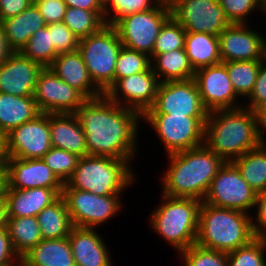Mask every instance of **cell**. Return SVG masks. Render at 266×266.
<instances>
[{
	"label": "cell",
	"mask_w": 266,
	"mask_h": 266,
	"mask_svg": "<svg viewBox=\"0 0 266 266\" xmlns=\"http://www.w3.org/2000/svg\"><path fill=\"white\" fill-rule=\"evenodd\" d=\"M73 114L85 133L88 155L127 160L131 165L136 162L141 154V128L149 129L140 125L142 116L138 112L103 95L86 99Z\"/></svg>",
	"instance_id": "cell-1"
},
{
	"label": "cell",
	"mask_w": 266,
	"mask_h": 266,
	"mask_svg": "<svg viewBox=\"0 0 266 266\" xmlns=\"http://www.w3.org/2000/svg\"><path fill=\"white\" fill-rule=\"evenodd\" d=\"M165 170L159 174L160 193L169 197L203 201L213 178L225 161L205 144L166 156ZM164 171V172H163Z\"/></svg>",
	"instance_id": "cell-2"
},
{
	"label": "cell",
	"mask_w": 266,
	"mask_h": 266,
	"mask_svg": "<svg viewBox=\"0 0 266 266\" xmlns=\"http://www.w3.org/2000/svg\"><path fill=\"white\" fill-rule=\"evenodd\" d=\"M265 140L256 111L240 107L208 112L204 144L225 162H232Z\"/></svg>",
	"instance_id": "cell-3"
},
{
	"label": "cell",
	"mask_w": 266,
	"mask_h": 266,
	"mask_svg": "<svg viewBox=\"0 0 266 266\" xmlns=\"http://www.w3.org/2000/svg\"><path fill=\"white\" fill-rule=\"evenodd\" d=\"M158 197V204H155L148 216L149 230L169 244L175 254H179L196 242L202 201L169 197L160 192Z\"/></svg>",
	"instance_id": "cell-4"
},
{
	"label": "cell",
	"mask_w": 266,
	"mask_h": 266,
	"mask_svg": "<svg viewBox=\"0 0 266 266\" xmlns=\"http://www.w3.org/2000/svg\"><path fill=\"white\" fill-rule=\"evenodd\" d=\"M255 237L252 215L214 207L202 201L196 245L229 253L247 245Z\"/></svg>",
	"instance_id": "cell-5"
},
{
	"label": "cell",
	"mask_w": 266,
	"mask_h": 266,
	"mask_svg": "<svg viewBox=\"0 0 266 266\" xmlns=\"http://www.w3.org/2000/svg\"><path fill=\"white\" fill-rule=\"evenodd\" d=\"M134 165L127 160L86 155L79 158L66 184L70 188L96 195H125L138 181L139 173L132 167Z\"/></svg>",
	"instance_id": "cell-6"
},
{
	"label": "cell",
	"mask_w": 266,
	"mask_h": 266,
	"mask_svg": "<svg viewBox=\"0 0 266 266\" xmlns=\"http://www.w3.org/2000/svg\"><path fill=\"white\" fill-rule=\"evenodd\" d=\"M122 47L116 29L107 24L79 40L77 50L92 81L103 93L114 83L116 61Z\"/></svg>",
	"instance_id": "cell-7"
},
{
	"label": "cell",
	"mask_w": 266,
	"mask_h": 266,
	"mask_svg": "<svg viewBox=\"0 0 266 266\" xmlns=\"http://www.w3.org/2000/svg\"><path fill=\"white\" fill-rule=\"evenodd\" d=\"M207 117H187L170 114H144L143 124L161 144L166 156L204 144ZM158 138V139H157Z\"/></svg>",
	"instance_id": "cell-8"
},
{
	"label": "cell",
	"mask_w": 266,
	"mask_h": 266,
	"mask_svg": "<svg viewBox=\"0 0 266 266\" xmlns=\"http://www.w3.org/2000/svg\"><path fill=\"white\" fill-rule=\"evenodd\" d=\"M61 196L75 227L101 229L125 211L124 195H96L70 188L64 183Z\"/></svg>",
	"instance_id": "cell-9"
},
{
	"label": "cell",
	"mask_w": 266,
	"mask_h": 266,
	"mask_svg": "<svg viewBox=\"0 0 266 266\" xmlns=\"http://www.w3.org/2000/svg\"><path fill=\"white\" fill-rule=\"evenodd\" d=\"M171 16L169 0H161L154 8L123 16L112 26L124 47L150 56L163 24Z\"/></svg>",
	"instance_id": "cell-10"
},
{
	"label": "cell",
	"mask_w": 266,
	"mask_h": 266,
	"mask_svg": "<svg viewBox=\"0 0 266 266\" xmlns=\"http://www.w3.org/2000/svg\"><path fill=\"white\" fill-rule=\"evenodd\" d=\"M257 193L243 179L232 162H225L213 178L203 200L211 206L253 215Z\"/></svg>",
	"instance_id": "cell-11"
},
{
	"label": "cell",
	"mask_w": 266,
	"mask_h": 266,
	"mask_svg": "<svg viewBox=\"0 0 266 266\" xmlns=\"http://www.w3.org/2000/svg\"><path fill=\"white\" fill-rule=\"evenodd\" d=\"M171 15L186 32L219 36L231 23L218 0H169Z\"/></svg>",
	"instance_id": "cell-12"
},
{
	"label": "cell",
	"mask_w": 266,
	"mask_h": 266,
	"mask_svg": "<svg viewBox=\"0 0 266 266\" xmlns=\"http://www.w3.org/2000/svg\"><path fill=\"white\" fill-rule=\"evenodd\" d=\"M261 20L257 21L260 24H231L220 33L218 38L222 62L258 61L266 58V36L260 30L264 23Z\"/></svg>",
	"instance_id": "cell-13"
},
{
	"label": "cell",
	"mask_w": 266,
	"mask_h": 266,
	"mask_svg": "<svg viewBox=\"0 0 266 266\" xmlns=\"http://www.w3.org/2000/svg\"><path fill=\"white\" fill-rule=\"evenodd\" d=\"M145 114L207 117L208 111L202 104L197 84L192 78L160 83L155 103Z\"/></svg>",
	"instance_id": "cell-14"
},
{
	"label": "cell",
	"mask_w": 266,
	"mask_h": 266,
	"mask_svg": "<svg viewBox=\"0 0 266 266\" xmlns=\"http://www.w3.org/2000/svg\"><path fill=\"white\" fill-rule=\"evenodd\" d=\"M159 84L157 75L150 67L147 71L117 79L104 95L143 116L154 105Z\"/></svg>",
	"instance_id": "cell-15"
},
{
	"label": "cell",
	"mask_w": 266,
	"mask_h": 266,
	"mask_svg": "<svg viewBox=\"0 0 266 266\" xmlns=\"http://www.w3.org/2000/svg\"><path fill=\"white\" fill-rule=\"evenodd\" d=\"M6 158L42 159L50 150L49 114L40 113L33 120L5 135Z\"/></svg>",
	"instance_id": "cell-16"
},
{
	"label": "cell",
	"mask_w": 266,
	"mask_h": 266,
	"mask_svg": "<svg viewBox=\"0 0 266 266\" xmlns=\"http://www.w3.org/2000/svg\"><path fill=\"white\" fill-rule=\"evenodd\" d=\"M33 98L41 113H74L86 98L75 88L66 84L49 67L38 76Z\"/></svg>",
	"instance_id": "cell-17"
},
{
	"label": "cell",
	"mask_w": 266,
	"mask_h": 266,
	"mask_svg": "<svg viewBox=\"0 0 266 266\" xmlns=\"http://www.w3.org/2000/svg\"><path fill=\"white\" fill-rule=\"evenodd\" d=\"M194 80L208 112L243 107V101L234 91L223 62L198 69Z\"/></svg>",
	"instance_id": "cell-18"
},
{
	"label": "cell",
	"mask_w": 266,
	"mask_h": 266,
	"mask_svg": "<svg viewBox=\"0 0 266 266\" xmlns=\"http://www.w3.org/2000/svg\"><path fill=\"white\" fill-rule=\"evenodd\" d=\"M6 187L8 189H63L64 183L45 164L43 159L6 158Z\"/></svg>",
	"instance_id": "cell-19"
},
{
	"label": "cell",
	"mask_w": 266,
	"mask_h": 266,
	"mask_svg": "<svg viewBox=\"0 0 266 266\" xmlns=\"http://www.w3.org/2000/svg\"><path fill=\"white\" fill-rule=\"evenodd\" d=\"M99 229L73 227L68 236L76 266H115L113 248ZM111 251V252H110Z\"/></svg>",
	"instance_id": "cell-20"
},
{
	"label": "cell",
	"mask_w": 266,
	"mask_h": 266,
	"mask_svg": "<svg viewBox=\"0 0 266 266\" xmlns=\"http://www.w3.org/2000/svg\"><path fill=\"white\" fill-rule=\"evenodd\" d=\"M43 67L20 52L0 65V92L14 96H33L37 76Z\"/></svg>",
	"instance_id": "cell-21"
},
{
	"label": "cell",
	"mask_w": 266,
	"mask_h": 266,
	"mask_svg": "<svg viewBox=\"0 0 266 266\" xmlns=\"http://www.w3.org/2000/svg\"><path fill=\"white\" fill-rule=\"evenodd\" d=\"M61 194L62 189L43 187L8 189L5 187L7 218L36 217L45 207L55 202Z\"/></svg>",
	"instance_id": "cell-22"
},
{
	"label": "cell",
	"mask_w": 266,
	"mask_h": 266,
	"mask_svg": "<svg viewBox=\"0 0 266 266\" xmlns=\"http://www.w3.org/2000/svg\"><path fill=\"white\" fill-rule=\"evenodd\" d=\"M49 68L86 99H95L104 95L92 81L78 50L58 54Z\"/></svg>",
	"instance_id": "cell-23"
},
{
	"label": "cell",
	"mask_w": 266,
	"mask_h": 266,
	"mask_svg": "<svg viewBox=\"0 0 266 266\" xmlns=\"http://www.w3.org/2000/svg\"><path fill=\"white\" fill-rule=\"evenodd\" d=\"M51 145L76 154L88 155L85 133L73 113L49 114Z\"/></svg>",
	"instance_id": "cell-24"
},
{
	"label": "cell",
	"mask_w": 266,
	"mask_h": 266,
	"mask_svg": "<svg viewBox=\"0 0 266 266\" xmlns=\"http://www.w3.org/2000/svg\"><path fill=\"white\" fill-rule=\"evenodd\" d=\"M21 259L28 266H76L68 237L42 239Z\"/></svg>",
	"instance_id": "cell-25"
},
{
	"label": "cell",
	"mask_w": 266,
	"mask_h": 266,
	"mask_svg": "<svg viewBox=\"0 0 266 266\" xmlns=\"http://www.w3.org/2000/svg\"><path fill=\"white\" fill-rule=\"evenodd\" d=\"M40 113L33 96H14L0 92V131L4 135L33 120Z\"/></svg>",
	"instance_id": "cell-26"
},
{
	"label": "cell",
	"mask_w": 266,
	"mask_h": 266,
	"mask_svg": "<svg viewBox=\"0 0 266 266\" xmlns=\"http://www.w3.org/2000/svg\"><path fill=\"white\" fill-rule=\"evenodd\" d=\"M2 24L9 46L15 52H20L29 38L47 25L33 2L20 14L3 20Z\"/></svg>",
	"instance_id": "cell-27"
},
{
	"label": "cell",
	"mask_w": 266,
	"mask_h": 266,
	"mask_svg": "<svg viewBox=\"0 0 266 266\" xmlns=\"http://www.w3.org/2000/svg\"><path fill=\"white\" fill-rule=\"evenodd\" d=\"M184 49L195 71L222 62L217 36L203 32H186Z\"/></svg>",
	"instance_id": "cell-28"
},
{
	"label": "cell",
	"mask_w": 266,
	"mask_h": 266,
	"mask_svg": "<svg viewBox=\"0 0 266 266\" xmlns=\"http://www.w3.org/2000/svg\"><path fill=\"white\" fill-rule=\"evenodd\" d=\"M151 68L160 83L187 80L195 76L185 49H175L157 56H150Z\"/></svg>",
	"instance_id": "cell-29"
},
{
	"label": "cell",
	"mask_w": 266,
	"mask_h": 266,
	"mask_svg": "<svg viewBox=\"0 0 266 266\" xmlns=\"http://www.w3.org/2000/svg\"><path fill=\"white\" fill-rule=\"evenodd\" d=\"M36 217L43 239L68 237L74 227L62 196L51 205L45 207Z\"/></svg>",
	"instance_id": "cell-30"
},
{
	"label": "cell",
	"mask_w": 266,
	"mask_h": 266,
	"mask_svg": "<svg viewBox=\"0 0 266 266\" xmlns=\"http://www.w3.org/2000/svg\"><path fill=\"white\" fill-rule=\"evenodd\" d=\"M232 163L257 194L266 190V140L234 159Z\"/></svg>",
	"instance_id": "cell-31"
},
{
	"label": "cell",
	"mask_w": 266,
	"mask_h": 266,
	"mask_svg": "<svg viewBox=\"0 0 266 266\" xmlns=\"http://www.w3.org/2000/svg\"><path fill=\"white\" fill-rule=\"evenodd\" d=\"M6 226L13 247L20 257L43 239L37 217L7 218Z\"/></svg>",
	"instance_id": "cell-32"
},
{
	"label": "cell",
	"mask_w": 266,
	"mask_h": 266,
	"mask_svg": "<svg viewBox=\"0 0 266 266\" xmlns=\"http://www.w3.org/2000/svg\"><path fill=\"white\" fill-rule=\"evenodd\" d=\"M263 60L223 62L234 91L244 102L252 93Z\"/></svg>",
	"instance_id": "cell-33"
},
{
	"label": "cell",
	"mask_w": 266,
	"mask_h": 266,
	"mask_svg": "<svg viewBox=\"0 0 266 266\" xmlns=\"http://www.w3.org/2000/svg\"><path fill=\"white\" fill-rule=\"evenodd\" d=\"M63 23L79 39L98 32L105 24L104 12L67 7Z\"/></svg>",
	"instance_id": "cell-34"
},
{
	"label": "cell",
	"mask_w": 266,
	"mask_h": 266,
	"mask_svg": "<svg viewBox=\"0 0 266 266\" xmlns=\"http://www.w3.org/2000/svg\"><path fill=\"white\" fill-rule=\"evenodd\" d=\"M20 53L32 61L39 63L43 68L49 67L58 53L51 43V31L44 26L38 29L30 38Z\"/></svg>",
	"instance_id": "cell-35"
},
{
	"label": "cell",
	"mask_w": 266,
	"mask_h": 266,
	"mask_svg": "<svg viewBox=\"0 0 266 266\" xmlns=\"http://www.w3.org/2000/svg\"><path fill=\"white\" fill-rule=\"evenodd\" d=\"M228 266H266V240L256 236L247 245L227 253Z\"/></svg>",
	"instance_id": "cell-36"
},
{
	"label": "cell",
	"mask_w": 266,
	"mask_h": 266,
	"mask_svg": "<svg viewBox=\"0 0 266 266\" xmlns=\"http://www.w3.org/2000/svg\"><path fill=\"white\" fill-rule=\"evenodd\" d=\"M185 35L184 27L171 16L163 24L150 56H157L175 49H184Z\"/></svg>",
	"instance_id": "cell-37"
},
{
	"label": "cell",
	"mask_w": 266,
	"mask_h": 266,
	"mask_svg": "<svg viewBox=\"0 0 266 266\" xmlns=\"http://www.w3.org/2000/svg\"><path fill=\"white\" fill-rule=\"evenodd\" d=\"M218 2L231 24H254V20L262 15L261 0H218Z\"/></svg>",
	"instance_id": "cell-38"
},
{
	"label": "cell",
	"mask_w": 266,
	"mask_h": 266,
	"mask_svg": "<svg viewBox=\"0 0 266 266\" xmlns=\"http://www.w3.org/2000/svg\"><path fill=\"white\" fill-rule=\"evenodd\" d=\"M161 0H106L104 22L113 25L118 19L132 13L154 8Z\"/></svg>",
	"instance_id": "cell-39"
},
{
	"label": "cell",
	"mask_w": 266,
	"mask_h": 266,
	"mask_svg": "<svg viewBox=\"0 0 266 266\" xmlns=\"http://www.w3.org/2000/svg\"><path fill=\"white\" fill-rule=\"evenodd\" d=\"M151 67L149 55L122 47L117 61L114 75V82L117 79L147 71Z\"/></svg>",
	"instance_id": "cell-40"
},
{
	"label": "cell",
	"mask_w": 266,
	"mask_h": 266,
	"mask_svg": "<svg viewBox=\"0 0 266 266\" xmlns=\"http://www.w3.org/2000/svg\"><path fill=\"white\" fill-rule=\"evenodd\" d=\"M177 255L181 266H228L227 253L206 249L196 244Z\"/></svg>",
	"instance_id": "cell-41"
},
{
	"label": "cell",
	"mask_w": 266,
	"mask_h": 266,
	"mask_svg": "<svg viewBox=\"0 0 266 266\" xmlns=\"http://www.w3.org/2000/svg\"><path fill=\"white\" fill-rule=\"evenodd\" d=\"M79 158L74 153L54 147H51L42 157L45 164L63 183H66L73 175Z\"/></svg>",
	"instance_id": "cell-42"
},
{
	"label": "cell",
	"mask_w": 266,
	"mask_h": 266,
	"mask_svg": "<svg viewBox=\"0 0 266 266\" xmlns=\"http://www.w3.org/2000/svg\"><path fill=\"white\" fill-rule=\"evenodd\" d=\"M46 26L51 31V43L58 54L78 49L79 39L63 22L50 23Z\"/></svg>",
	"instance_id": "cell-43"
},
{
	"label": "cell",
	"mask_w": 266,
	"mask_h": 266,
	"mask_svg": "<svg viewBox=\"0 0 266 266\" xmlns=\"http://www.w3.org/2000/svg\"><path fill=\"white\" fill-rule=\"evenodd\" d=\"M266 104V58L261 62L254 89L243 102V107L252 111H258Z\"/></svg>",
	"instance_id": "cell-44"
},
{
	"label": "cell",
	"mask_w": 266,
	"mask_h": 266,
	"mask_svg": "<svg viewBox=\"0 0 266 266\" xmlns=\"http://www.w3.org/2000/svg\"><path fill=\"white\" fill-rule=\"evenodd\" d=\"M45 23L63 22L67 5L63 0H33Z\"/></svg>",
	"instance_id": "cell-45"
},
{
	"label": "cell",
	"mask_w": 266,
	"mask_h": 266,
	"mask_svg": "<svg viewBox=\"0 0 266 266\" xmlns=\"http://www.w3.org/2000/svg\"><path fill=\"white\" fill-rule=\"evenodd\" d=\"M21 257L15 251L7 226L0 228V266L19 265Z\"/></svg>",
	"instance_id": "cell-46"
},
{
	"label": "cell",
	"mask_w": 266,
	"mask_h": 266,
	"mask_svg": "<svg viewBox=\"0 0 266 266\" xmlns=\"http://www.w3.org/2000/svg\"><path fill=\"white\" fill-rule=\"evenodd\" d=\"M255 212L252 215V225L256 236L266 234V190L257 194Z\"/></svg>",
	"instance_id": "cell-47"
},
{
	"label": "cell",
	"mask_w": 266,
	"mask_h": 266,
	"mask_svg": "<svg viewBox=\"0 0 266 266\" xmlns=\"http://www.w3.org/2000/svg\"><path fill=\"white\" fill-rule=\"evenodd\" d=\"M33 0H0V21L20 14Z\"/></svg>",
	"instance_id": "cell-48"
},
{
	"label": "cell",
	"mask_w": 266,
	"mask_h": 266,
	"mask_svg": "<svg viewBox=\"0 0 266 266\" xmlns=\"http://www.w3.org/2000/svg\"><path fill=\"white\" fill-rule=\"evenodd\" d=\"M67 7L92 10L93 12H104L105 2L103 0H63Z\"/></svg>",
	"instance_id": "cell-49"
},
{
	"label": "cell",
	"mask_w": 266,
	"mask_h": 266,
	"mask_svg": "<svg viewBox=\"0 0 266 266\" xmlns=\"http://www.w3.org/2000/svg\"><path fill=\"white\" fill-rule=\"evenodd\" d=\"M14 52L15 51L9 46L3 24L0 21V65L6 62Z\"/></svg>",
	"instance_id": "cell-50"
},
{
	"label": "cell",
	"mask_w": 266,
	"mask_h": 266,
	"mask_svg": "<svg viewBox=\"0 0 266 266\" xmlns=\"http://www.w3.org/2000/svg\"><path fill=\"white\" fill-rule=\"evenodd\" d=\"M7 225V205L5 198H0V228Z\"/></svg>",
	"instance_id": "cell-51"
},
{
	"label": "cell",
	"mask_w": 266,
	"mask_h": 266,
	"mask_svg": "<svg viewBox=\"0 0 266 266\" xmlns=\"http://www.w3.org/2000/svg\"><path fill=\"white\" fill-rule=\"evenodd\" d=\"M258 118L260 123V128L263 133V135L266 137V104L262 106L258 111Z\"/></svg>",
	"instance_id": "cell-52"
},
{
	"label": "cell",
	"mask_w": 266,
	"mask_h": 266,
	"mask_svg": "<svg viewBox=\"0 0 266 266\" xmlns=\"http://www.w3.org/2000/svg\"><path fill=\"white\" fill-rule=\"evenodd\" d=\"M6 159V138L0 131V162H4Z\"/></svg>",
	"instance_id": "cell-53"
},
{
	"label": "cell",
	"mask_w": 266,
	"mask_h": 266,
	"mask_svg": "<svg viewBox=\"0 0 266 266\" xmlns=\"http://www.w3.org/2000/svg\"><path fill=\"white\" fill-rule=\"evenodd\" d=\"M6 187V171H0V198H4Z\"/></svg>",
	"instance_id": "cell-54"
},
{
	"label": "cell",
	"mask_w": 266,
	"mask_h": 266,
	"mask_svg": "<svg viewBox=\"0 0 266 266\" xmlns=\"http://www.w3.org/2000/svg\"><path fill=\"white\" fill-rule=\"evenodd\" d=\"M261 10L264 17L266 16V0H261Z\"/></svg>",
	"instance_id": "cell-55"
},
{
	"label": "cell",
	"mask_w": 266,
	"mask_h": 266,
	"mask_svg": "<svg viewBox=\"0 0 266 266\" xmlns=\"http://www.w3.org/2000/svg\"><path fill=\"white\" fill-rule=\"evenodd\" d=\"M0 171H6L4 162H0Z\"/></svg>",
	"instance_id": "cell-56"
},
{
	"label": "cell",
	"mask_w": 266,
	"mask_h": 266,
	"mask_svg": "<svg viewBox=\"0 0 266 266\" xmlns=\"http://www.w3.org/2000/svg\"><path fill=\"white\" fill-rule=\"evenodd\" d=\"M19 266H28L22 259L19 262Z\"/></svg>",
	"instance_id": "cell-57"
}]
</instances>
